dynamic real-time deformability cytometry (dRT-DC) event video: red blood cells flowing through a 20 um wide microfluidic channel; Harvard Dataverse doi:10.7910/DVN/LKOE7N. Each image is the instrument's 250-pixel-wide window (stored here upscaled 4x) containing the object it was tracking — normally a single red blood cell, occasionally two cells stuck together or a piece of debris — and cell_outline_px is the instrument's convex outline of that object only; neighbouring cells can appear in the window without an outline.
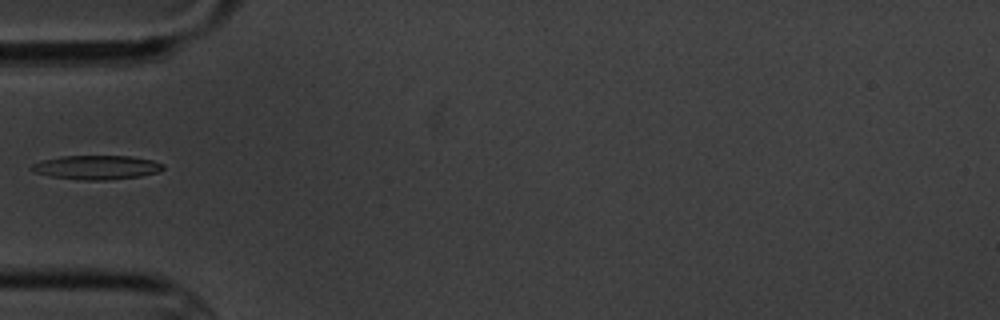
{"species": "common noctule bat (a hibernating species)", "species_latin": "Nyctalus noctula", "temperature_condition": "cold", "stored_images_in_passage": 13, "camera_frame_rate_fps": 3000, "um_per_image_px": 0.085, "animal": {"sex": "male", "body_mass_g": 20.1, "forearm_length_mm": 53.5}, "frame": {"image": 1, "passage_image": 3, "time_ms": 2.333, "image_size_px": [1000, 320], "cell_outline_px": [[164, 168], [160, 172], [140, 176], [108, 180], [76, 180], [52, 176], [32, 172], [28, 168], [32, 164], [40, 160], [60, 156], [132, 156], [152, 160], [164, 164]], "centroid_in_image_um": [8.18, 14.22], "position_along_channel_um": 76.8, "area_um2": 18.73}}
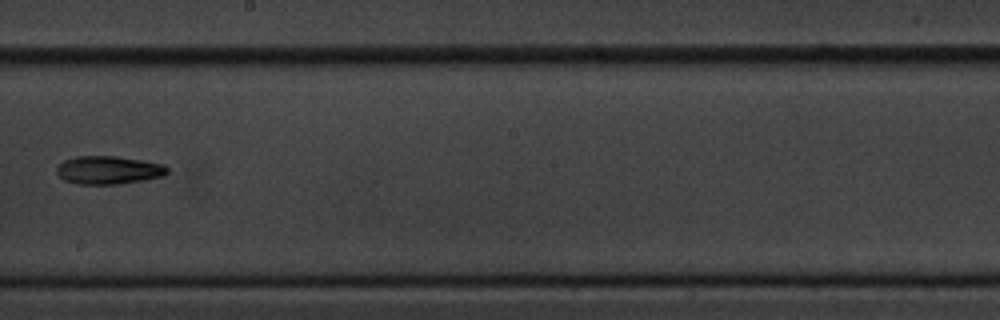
{"frame": {"image": 2, "passage_image": 7, "time_ms": 7.0, "image_size_px": [1000, 320], "cell_outline_px": [[168, 172], [164, 176], [144, 180], [116, 184], [76, 184], [64, 180], [56, 172], [56, 168], [64, 160], [76, 156], [116, 156], [144, 160], [164, 164], [168, 168]], "centroid_in_image_um": [9.24, 14.45], "position_along_channel_um": 239.0, "area_um2": 18.26}}
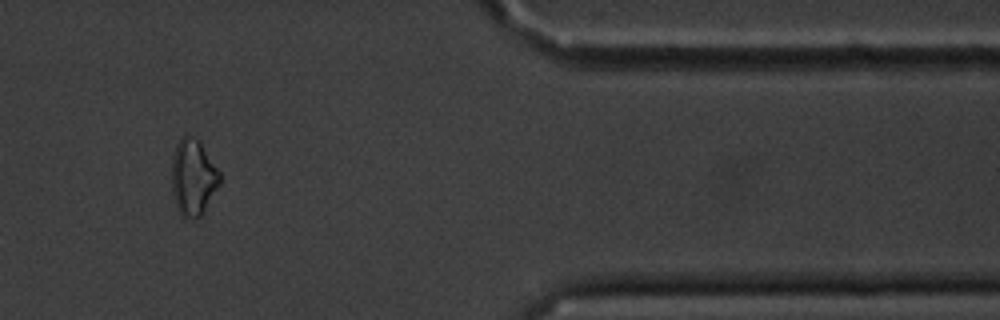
{"frame": {"image": 3, "passage_image": 11, "time_ms": 12.333, "image_size_px": [1000, 320], "cell_outline_px": [[220, 184], [204, 212], [196, 220], [192, 220], [184, 216], [180, 212], [176, 204], [172, 192], [172, 156], [176, 144], [188, 132], [200, 140], [220, 172]], "centroid_in_image_um": [16.43, 15.05], "position_along_channel_um": 395.0, "area_um2": 21.62}, "authors_computed_cell_mechanics": {"area_um2": 18.2648, "velocity_mm_per_s": 3.4655, "shape_relaxation_time_tau1_ms": 4.9435, "shape_relaxation_time_tau2_ms": null, "deformation_change_tau1": 0.1279, "deformation_change_tau2": null}}